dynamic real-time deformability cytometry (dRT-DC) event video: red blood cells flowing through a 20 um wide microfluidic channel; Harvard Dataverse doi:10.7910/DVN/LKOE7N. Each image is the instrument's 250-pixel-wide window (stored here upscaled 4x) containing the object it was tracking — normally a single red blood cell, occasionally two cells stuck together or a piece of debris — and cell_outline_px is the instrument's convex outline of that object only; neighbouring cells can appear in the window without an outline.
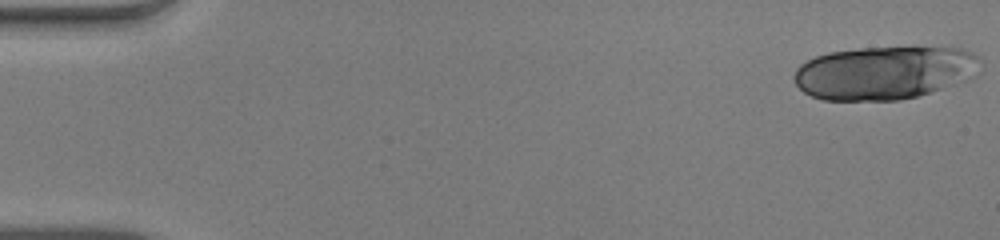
{"species": "human", "species_latin": "Homo sapiens", "temperature_condition": "warm", "stored_images_in_passage": 51, "camera_frame_rate_fps": 3000, "um_per_image_px": 0.085, "donor": {"sex": "male"}, "frame": {"image": 1, "passage_image": 1, "time_ms": 0.0, "image_size_px": [1000, 240], "cell_outline_px": [[984, 64], [980, 72], [956, 84], [916, 96], [900, 100], [824, 100], [812, 96], [804, 92], [796, 84], [792, 76], [796, 68], [800, 64], [816, 56], [828, 52], [860, 48], [912, 44], [916, 44], [960, 48], [972, 52], [980, 56]], "centroid_in_image_um": [75.26, 6.12], "position_along_channel_um": 9.7, "area_um2": 59.53}}
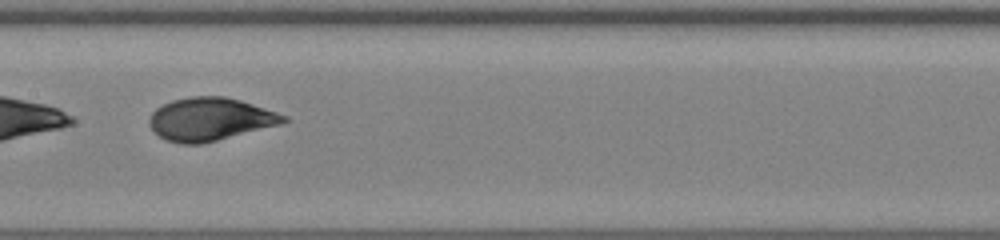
{"frame": {"image": 2, "passage_image": 27, "time_ms": 8.667, "image_size_px": [1000, 240], "cell_outline_px": [[288, 120], [280, 124], [200, 144], [180, 144], [164, 140], [148, 124], [148, 120], [152, 112], [156, 108], [172, 100], [192, 96], [224, 96], [240, 100], [288, 116]], "centroid_in_image_um": [17.82, 10.12], "position_along_channel_um": 189.6, "area_um2": 33.29}}
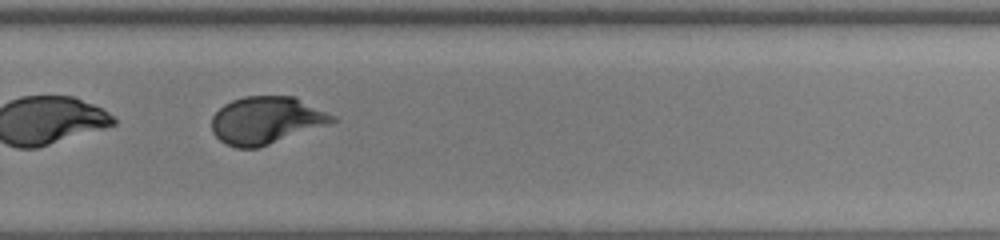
{"frame": {"image": 3, "passage_image": 36, "time_ms": 11.667, "image_size_px": [1000, 240], "cell_outline_px": [[336, 120], [332, 124], [260, 148], [236, 148], [224, 144], [212, 132], [212, 116], [224, 104], [232, 100], [244, 96], [296, 96], [336, 116]], "centroid_in_image_um": [22.67, 10.24], "position_along_channel_um": 307.1, "area_um2": 33.93}, "authors_computed_cell_mechanics": {"area_um2": 34.2754, "velocity_mm_per_s": 3.9392, "shape_relaxation_time_tau1_ms": 3.7387, "shape_relaxation_time_tau2_ms": null, "deformation_change_tau1": 0.1865, "deformation_change_tau2": null}}